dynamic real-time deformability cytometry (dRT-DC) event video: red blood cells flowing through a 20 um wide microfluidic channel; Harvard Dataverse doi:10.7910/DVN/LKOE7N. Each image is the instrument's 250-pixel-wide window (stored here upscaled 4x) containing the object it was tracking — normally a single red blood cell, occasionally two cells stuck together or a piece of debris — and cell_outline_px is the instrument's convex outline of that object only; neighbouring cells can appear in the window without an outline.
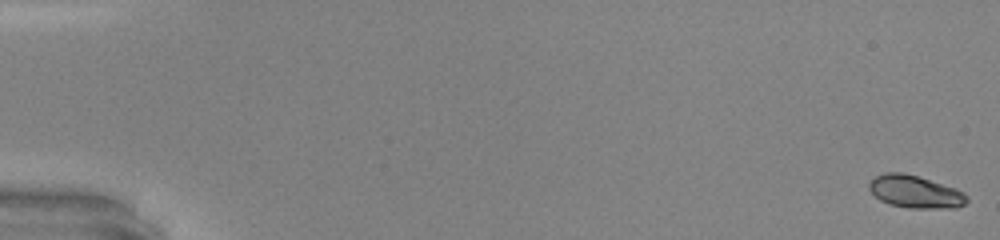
{"species": "common noctule bat (a hibernating species)", "species_latin": "Nyctalus noctula", "temperature_condition": "warm", "stored_images_in_passage": 49, "camera_frame_rate_fps": 3000, "um_per_image_px": 0.085, "animal": {"sex": "male", "body_mass_g": 20.0, "forearm_length_mm": 53.3}, "frame": {"image": 1, "passage_image": 1, "time_ms": 0.0, "image_size_px": [1000, 240], "cell_outline_px": [[968, 200], [964, 204], [956, 208], [908, 208], [888, 204], [880, 200], [868, 188], [868, 184], [876, 176], [884, 172], [900, 172], [916, 176], [956, 188], [964, 192], [968, 196]], "centroid_in_image_um": [77.8, 16.31], "position_along_channel_um": 7.2, "area_um2": 18.5}}
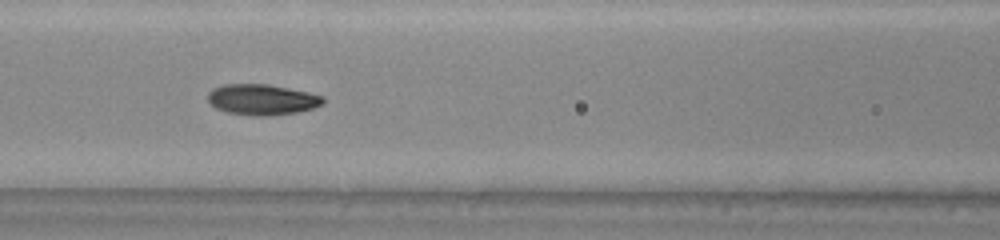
{"frame": {"image": 2, "passage_image": 23, "time_ms": 7.333, "image_size_px": [1000, 240], "cell_outline_px": [[324, 104], [312, 108], [296, 112], [268, 116], [256, 116], [228, 112], [216, 108], [208, 100], [208, 92], [212, 88], [224, 84], [268, 84], [308, 92], [324, 96]], "centroid_in_image_um": [22.27, 8.45], "position_along_channel_um": 144.3, "area_um2": 20.58}}
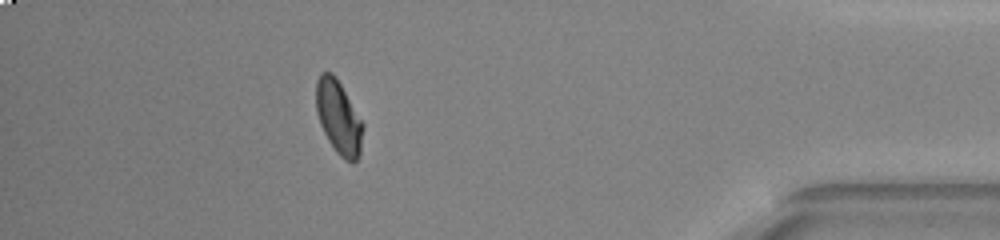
{"frame": {"image": 3, "passage_image": 44, "time_ms": 14.333, "image_size_px": [1000, 240], "cell_outline_px": [[364, 128], [360, 152], [356, 160], [352, 164], [344, 160], [336, 152], [328, 140], [320, 124], [316, 112], [316, 80], [320, 72], [332, 72], [336, 76], [364, 124]], "centroid_in_image_um": [28.78, 9.97], "position_along_channel_um": 406.4, "area_um2": 20.29}, "authors_computed_cell_mechanics": {"area_um2": 19.8832, "velocity_mm_per_s": 4.3536, "shape_relaxation_time_tau1_ms": 3.7005, "shape_relaxation_time_tau2_ms": null, "deformation_change_tau1": 0.1596, "deformation_change_tau2": null}}